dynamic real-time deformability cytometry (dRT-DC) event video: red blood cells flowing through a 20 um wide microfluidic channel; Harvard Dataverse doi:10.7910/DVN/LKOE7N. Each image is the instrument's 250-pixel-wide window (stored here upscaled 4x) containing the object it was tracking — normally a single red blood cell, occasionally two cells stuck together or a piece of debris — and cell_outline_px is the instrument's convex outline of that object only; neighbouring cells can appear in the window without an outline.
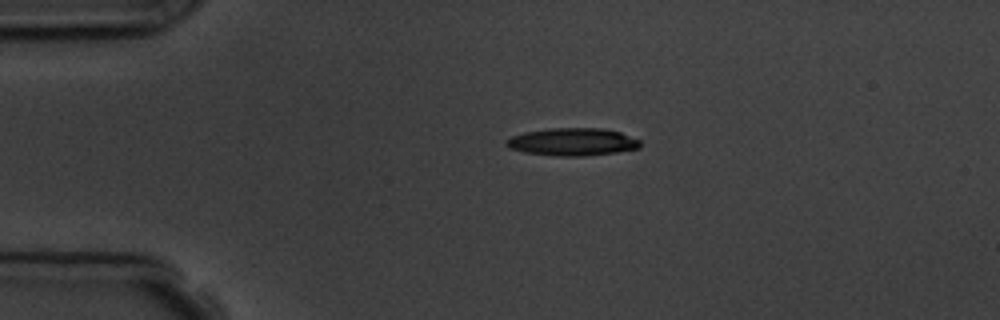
{"species": "common noctule bat (a hibernating species)", "species_latin": "Nyctalus noctula", "temperature_condition": "room temperature", "stored_images_in_passage": 2, "camera_frame_rate_fps": 3000, "um_per_image_px": 0.085, "animal": {"sex": "male", "body_mass_g": 19.5, "forearm_length_mm": 54.6}, "frame": {"image": 1, "passage_image": 1, "time_ms": 0.0, "image_size_px": [1000, 320], "cell_outline_px": [[640, 148], [616, 152], [584, 156], [556, 156], [524, 152], [508, 148], [504, 144], [504, 140], [512, 136], [524, 132], [548, 128], [604, 128], [620, 132], [640, 140]], "centroid_in_image_um": [48.63, 12.05], "position_along_channel_um": 36.4, "area_um2": 21.73}}
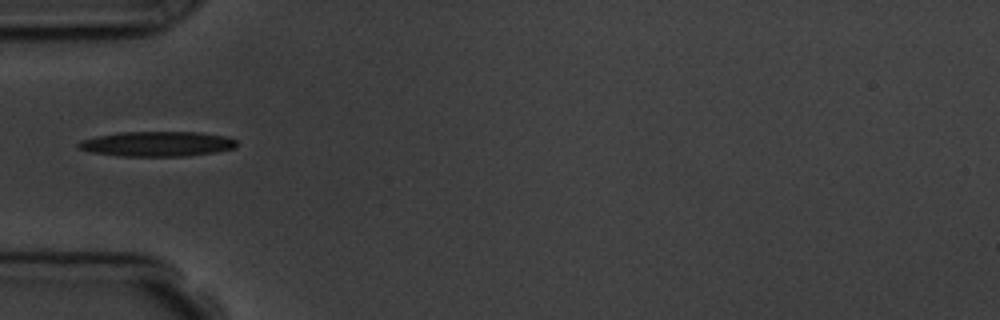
{"frame": {"image": 2, "passage_image": 2, "time_ms": 2.0, "image_size_px": [1000, 320], "cell_outline_px": [[236, 148], [216, 152], [188, 156], [120, 156], [92, 152], [80, 148], [76, 144], [80, 140], [96, 136], [120, 132], [200, 132], [228, 136], [236, 140]], "centroid_in_image_um": [13.39, 12.23], "position_along_channel_um": 71.6, "area_um2": 23.18}}